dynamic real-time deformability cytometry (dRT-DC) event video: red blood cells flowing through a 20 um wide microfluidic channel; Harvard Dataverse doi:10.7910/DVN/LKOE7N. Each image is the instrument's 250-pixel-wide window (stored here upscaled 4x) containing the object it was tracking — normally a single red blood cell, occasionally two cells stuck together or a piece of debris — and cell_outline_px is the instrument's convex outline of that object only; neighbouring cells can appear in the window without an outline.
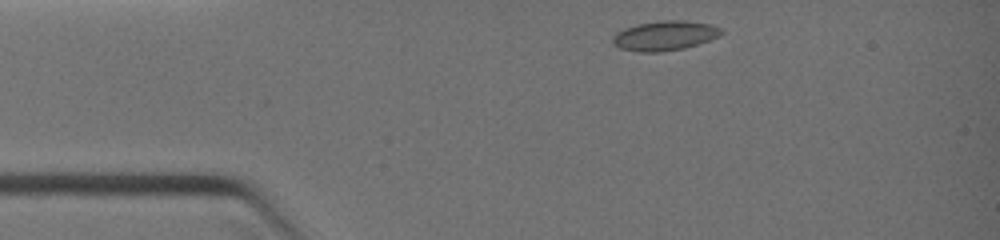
{"species": "common noctule bat (a hibernating species)", "species_latin": "Nyctalus noctula", "temperature_condition": "warm", "stored_images_in_passage": 8, "camera_frame_rate_fps": 3000, "um_per_image_px": 0.085, "animal": {"sex": "female", "body_mass_g": 19.0, "forearm_length_mm": 51.5}, "frame": {"image": 1, "passage_image": 1, "time_ms": 0.0, "image_size_px": [1000, 240], "cell_outline_px": [[724, 32], [720, 36], [684, 48], [660, 52], [640, 52], [620, 48], [612, 44], [612, 36], [616, 32], [624, 28], [636, 24], [664, 20], [688, 20], [712, 24], [720, 28]], "centroid_in_image_um": [56.49, 3.02], "position_along_channel_um": 28.5, "area_um2": 18.9}}
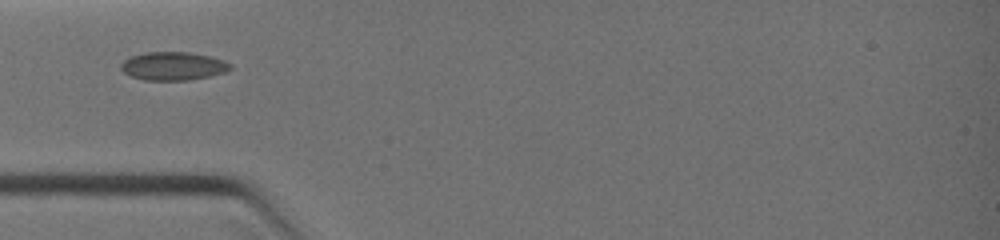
{"frame": {"image": 2, "passage_image": 5, "time_ms": 1.667, "image_size_px": [1000, 240], "cell_outline_px": [[232, 68], [224, 72], [208, 76], [188, 80], [144, 80], [132, 76], [124, 72], [120, 68], [120, 64], [124, 60], [132, 56], [148, 52], [188, 52], [208, 56], [224, 60], [232, 64]], "centroid_in_image_um": [14.72, 5.61], "position_along_channel_um": 70.3, "area_um2": 17.86}}
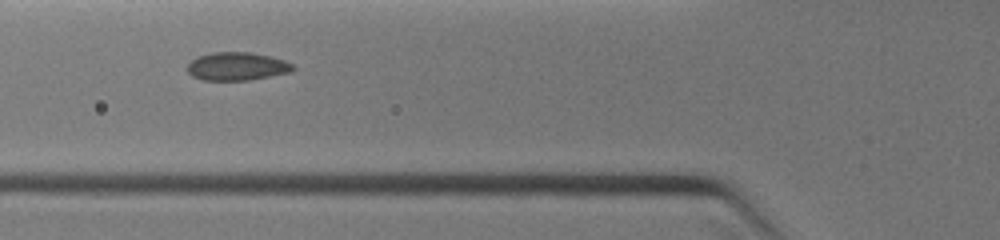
{"frame": {"image": 3, "passage_image": 7, "time_ms": 2.333, "image_size_px": [1000, 240], "cell_outline_px": [[296, 68], [292, 72], [248, 80], [200, 80], [192, 76], [188, 72], [188, 64], [192, 60], [200, 56], [212, 52], [252, 52], [272, 56], [284, 60], [292, 64]], "centroid_in_image_um": [20.17, 5.64], "position_along_channel_um": 105.6, "area_um2": 17.4}}